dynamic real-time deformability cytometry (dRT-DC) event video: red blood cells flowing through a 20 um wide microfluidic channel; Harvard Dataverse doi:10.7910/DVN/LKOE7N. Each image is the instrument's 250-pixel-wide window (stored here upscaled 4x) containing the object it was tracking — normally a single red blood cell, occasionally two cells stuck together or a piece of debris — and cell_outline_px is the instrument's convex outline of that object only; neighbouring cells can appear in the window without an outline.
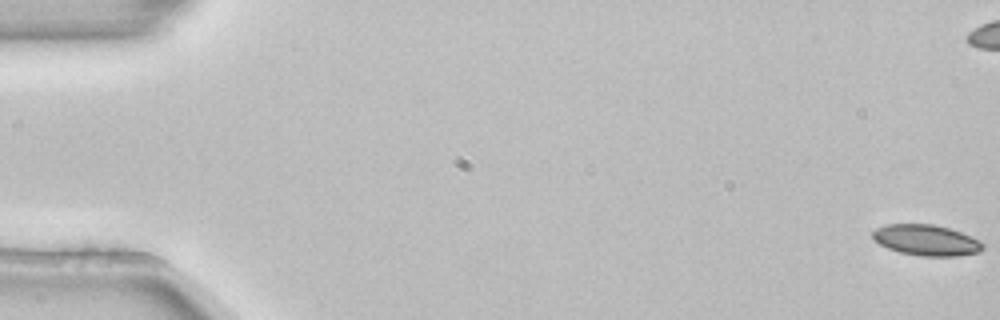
{"species": "common noctule bat (a hibernating species)", "species_latin": "Nyctalus noctula", "temperature_condition": "room temperature", "stored_images_in_passage": 7, "camera_frame_rate_fps": 3000, "um_per_image_px": 0.085, "animal": {"sex": "female", "body_mass_g": 22.7, "forearm_length_mm": 54.2}, "frame": {"image": 1, "passage_image": 1, "time_ms": 0.0, "image_size_px": [1000, 320], "cell_outline_px": [[984, 248], [980, 252], [956, 256], [920, 256], [900, 252], [888, 248], [872, 240], [872, 232], [876, 228], [884, 224], [932, 224], [948, 228], [960, 232], [980, 240], [984, 244]], "centroid_in_image_um": [78.72, 20.41], "position_along_channel_um": 6.3, "area_um2": 19.88}}